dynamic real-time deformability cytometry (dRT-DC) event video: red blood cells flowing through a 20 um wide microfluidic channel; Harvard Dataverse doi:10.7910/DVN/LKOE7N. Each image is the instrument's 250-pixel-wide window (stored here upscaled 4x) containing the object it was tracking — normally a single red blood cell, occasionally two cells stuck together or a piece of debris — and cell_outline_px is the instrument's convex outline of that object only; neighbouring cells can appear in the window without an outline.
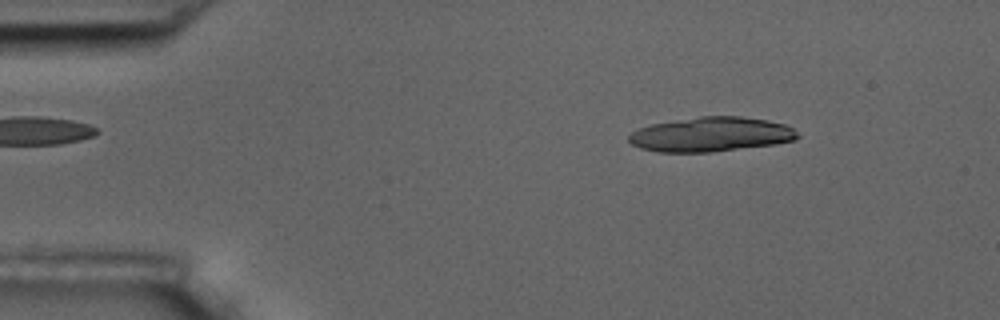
{"species": "common noctule bat (a hibernating species)", "species_latin": "Nyctalus noctula", "temperature_condition": "room temperature", "stored_images_in_passage": 10, "camera_frame_rate_fps": 3000, "um_per_image_px": 0.085, "animal": {"sex": "male", "body_mass_g": 17.5, "forearm_length_mm": 52.3}, "frame": {"image": 1, "passage_image": 1, "time_ms": 0.0, "image_size_px": [1000, 320], "cell_outline_px": [[800, 136], [796, 140], [776, 144], [712, 152], [656, 152], [640, 148], [632, 144], [628, 140], [628, 136], [632, 132], [640, 128], [652, 124], [700, 116], [740, 116], [768, 120], [784, 124], [792, 128]], "centroid_in_image_um": [60.45, 11.43], "position_along_channel_um": 24.6, "area_um2": 33.99}}
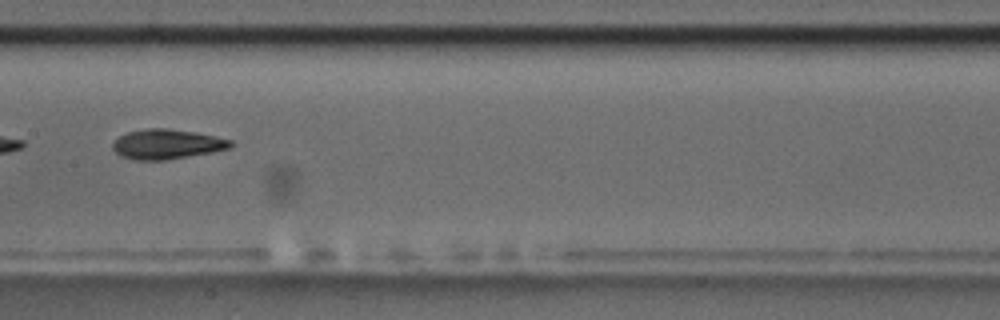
{"frame": {"image": 2, "passage_image": 7, "time_ms": 7.0, "image_size_px": [1000, 320], "cell_outline_px": [[236, 144], [232, 148], [212, 152], [164, 160], [136, 160], [120, 156], [112, 148], [112, 144], [120, 136], [128, 132], [148, 128], [168, 128], [196, 132], [232, 140]], "centroid_in_image_um": [14.23, 12.25], "position_along_channel_um": 193.2, "area_um2": 20.52}}
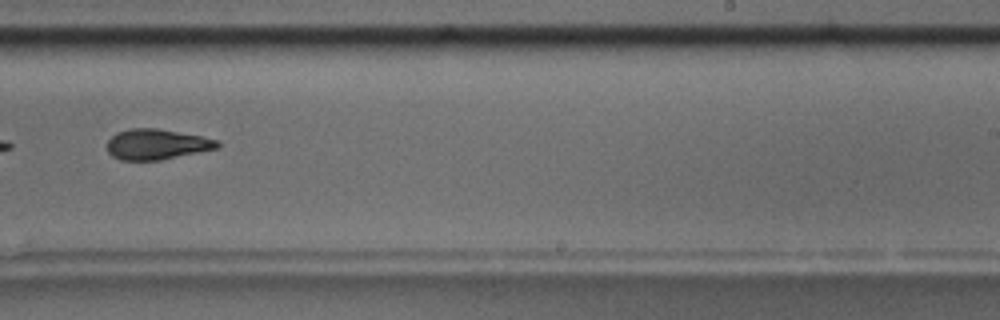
{"frame": {"image": 3, "passage_image": 9, "time_ms": 9.333, "image_size_px": [1000, 320], "cell_outline_px": [[220, 144], [216, 148], [160, 160], [120, 160], [112, 156], [108, 152], [108, 140], [116, 132], [132, 128], [156, 128], [204, 136], [220, 140]], "centroid_in_image_um": [13.32, 12.25], "position_along_channel_um": 275.7, "area_um2": 19.54}}